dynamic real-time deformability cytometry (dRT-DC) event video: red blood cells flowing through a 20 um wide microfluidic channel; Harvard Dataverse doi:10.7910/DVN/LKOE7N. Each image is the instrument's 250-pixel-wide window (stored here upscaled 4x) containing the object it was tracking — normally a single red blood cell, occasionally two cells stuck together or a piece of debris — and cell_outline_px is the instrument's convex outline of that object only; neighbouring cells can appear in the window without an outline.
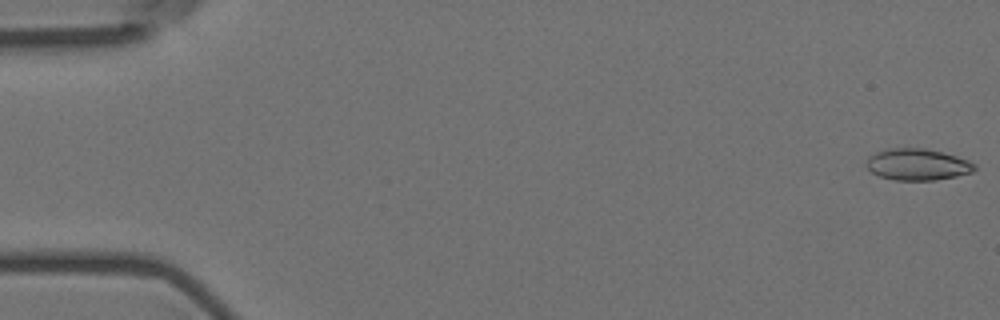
{"species": "Egyptian fruit bat (a non-hibernating species)", "species_latin": "Rousettus aegyptiacus", "temperature_condition": "room temperature", "stored_images_in_passage": 37, "camera_frame_rate_fps": 3000, "um_per_image_px": 0.085, "animal": {"sex": "female"}, "frame": {"image": 1, "passage_image": 1, "time_ms": 0.0, "image_size_px": [1000, 320], "cell_outline_px": [[976, 168], [972, 172], [956, 176], [936, 180], [896, 180], [880, 176], [872, 172], [864, 164], [868, 156], [876, 152], [892, 148], [924, 148], [956, 156], [968, 160], [976, 164]], "centroid_in_image_um": [77.97, 13.98], "position_along_channel_um": 7.0, "area_um2": 19.83}}
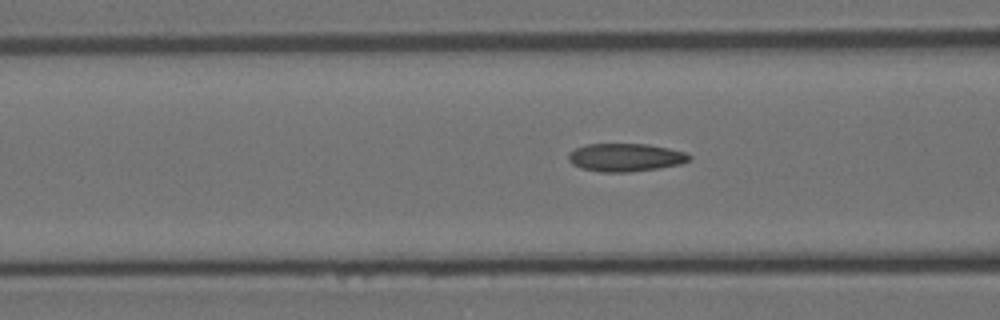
{"frame": {"image": 2, "passage_image": 22, "time_ms": 7.0, "image_size_px": [1000, 320], "cell_outline_px": [[692, 156], [688, 160], [680, 164], [656, 168], [628, 172], [600, 172], [580, 168], [572, 164], [568, 160], [568, 152], [576, 148], [588, 144], [648, 144], [688, 152]], "centroid_in_image_um": [53.14, 13.37], "position_along_channel_um": 113.5, "area_um2": 19.77}}
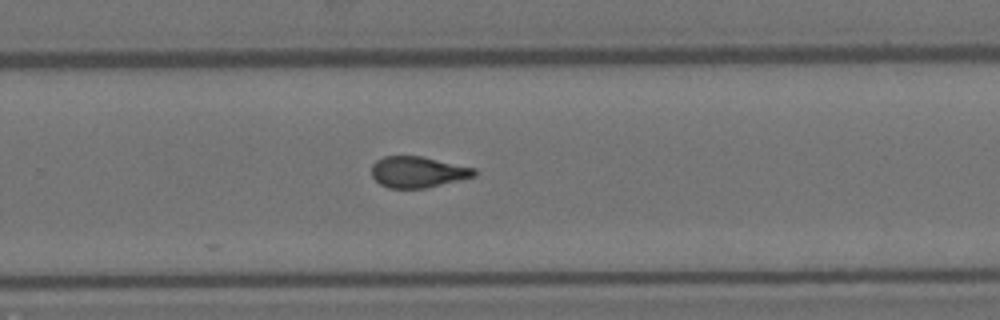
{"frame": {"image": 3, "passage_image": 37, "time_ms": 12.0, "image_size_px": [1000, 320], "cell_outline_px": [[480, 172], [476, 176], [424, 188], [388, 188], [380, 184], [372, 176], [372, 164], [376, 160], [384, 156], [420, 156], [476, 168]], "centroid_in_image_um": [35.53, 14.62], "position_along_channel_um": 294.3, "area_um2": 18.61}}